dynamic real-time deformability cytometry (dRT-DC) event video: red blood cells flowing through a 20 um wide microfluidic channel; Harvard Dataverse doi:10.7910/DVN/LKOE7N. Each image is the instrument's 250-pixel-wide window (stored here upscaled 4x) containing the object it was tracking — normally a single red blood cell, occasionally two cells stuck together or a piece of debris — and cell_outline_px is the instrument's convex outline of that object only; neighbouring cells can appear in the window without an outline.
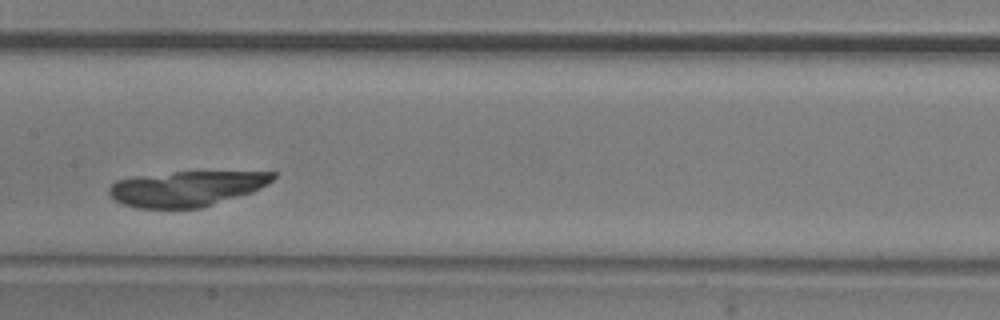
{"species": "common noctule bat (a hibernating species)", "species_latin": "Nyctalus noctula", "temperature_condition": "room temperature", "stored_images_in_passage": 9, "camera_frame_rate_fps": 3000, "um_per_image_px": 0.085, "animal": {"sex": "male", "body_mass_g": 20.5, "forearm_length_mm": 52.5}, "frame": {"image": 1, "passage_image": 7, "time_ms": 2.0, "image_size_px": [1000, 320], "cell_outline_px": [[276, 176], [268, 184], [252, 192], [200, 208], [136, 208], [124, 204], [116, 200], [108, 192], [108, 188], [116, 180], [136, 176], [176, 172], [276, 172]], "centroid_in_image_um": [15.85, 16.03], "position_along_channel_um": 191.6, "area_um2": 33.41}}
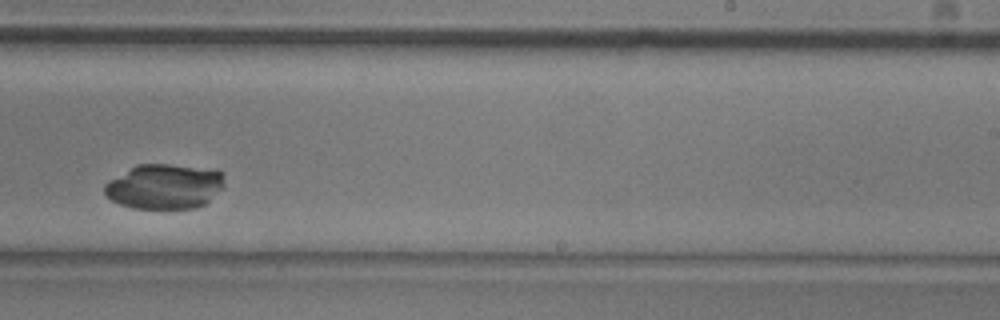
{"frame": {"image": 2, "passage_image": 9, "time_ms": 2.667, "image_size_px": [1000, 320], "cell_outline_px": [[224, 188], [208, 204], [196, 208], [132, 208], [120, 204], [112, 200], [104, 192], [104, 184], [108, 180], [136, 164], [168, 164], [216, 168], [224, 172]], "centroid_in_image_um": [14.05, 15.83], "position_along_channel_um": 274.9, "area_um2": 32.19}}